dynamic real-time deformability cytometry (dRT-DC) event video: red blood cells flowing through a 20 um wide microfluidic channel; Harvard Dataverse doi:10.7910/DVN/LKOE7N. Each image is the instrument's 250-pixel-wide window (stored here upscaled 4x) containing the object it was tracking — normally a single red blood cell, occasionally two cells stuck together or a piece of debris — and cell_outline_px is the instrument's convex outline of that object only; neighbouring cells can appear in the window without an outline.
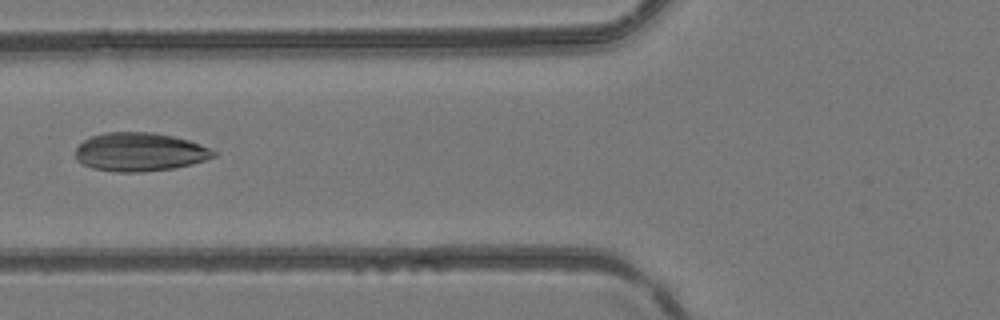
{"species": "common noctule bat (a hibernating species)", "species_latin": "Nyctalus noctula", "temperature_condition": "room temperature", "stored_images_in_passage": 6, "camera_frame_rate_fps": 3000, "um_per_image_px": 0.085, "animal": {"sex": "female", "body_mass_g": 24.6, "forearm_length_mm": 56.2}, "frame": {"image": 1, "passage_image": 5, "time_ms": 5.0, "image_size_px": [1000, 320], "cell_outline_px": [[216, 156], [192, 164], [176, 168], [144, 172], [116, 172], [92, 168], [76, 160], [76, 148], [84, 140], [92, 136], [104, 132], [152, 132], [172, 136], [188, 140], [200, 144], [216, 152]], "centroid_in_image_um": [11.87, 12.92], "position_along_channel_um": 113.9, "area_um2": 31.04}}
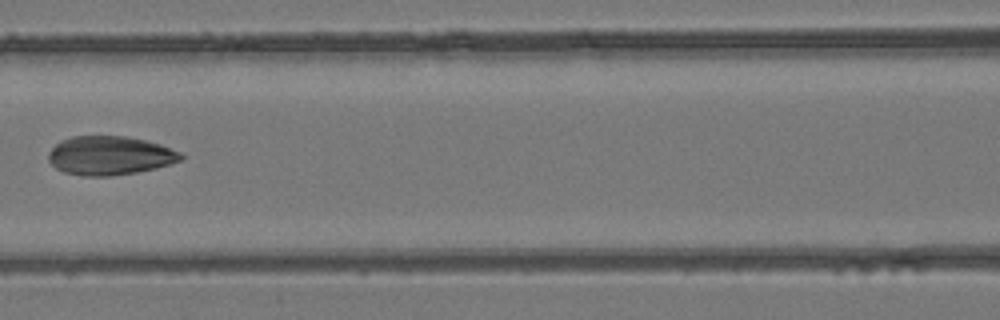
{"frame": {"image": 2, "passage_image": 6, "time_ms": 6.0, "image_size_px": [1000, 320], "cell_outline_px": [[184, 156], [180, 160], [156, 168], [136, 172], [112, 176], [84, 176], [64, 172], [56, 168], [48, 160], [48, 152], [60, 140], [72, 136], [124, 136], [144, 140], [160, 144], [180, 152]], "centroid_in_image_um": [9.3, 13.22], "position_along_channel_um": 157.3, "area_um2": 29.88}}